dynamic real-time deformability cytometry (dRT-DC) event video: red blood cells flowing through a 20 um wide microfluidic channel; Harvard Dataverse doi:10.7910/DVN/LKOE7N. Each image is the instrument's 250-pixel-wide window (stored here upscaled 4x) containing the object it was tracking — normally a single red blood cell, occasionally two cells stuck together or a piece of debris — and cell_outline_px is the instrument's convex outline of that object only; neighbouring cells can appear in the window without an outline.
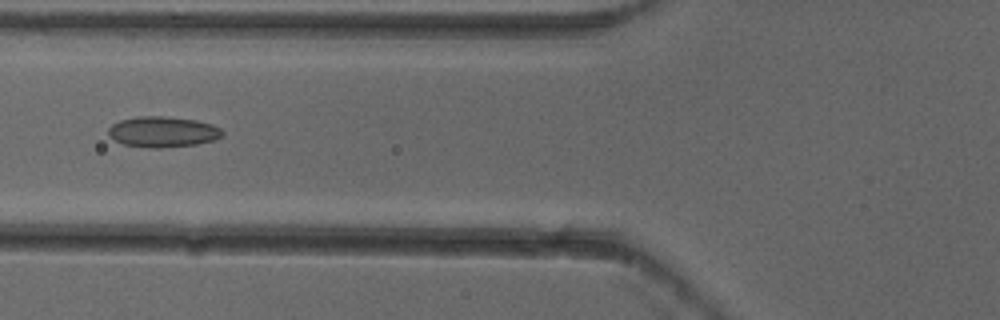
{"species": "common noctule bat (a hibernating species)", "species_latin": "Nyctalus noctula", "temperature_condition": "cold", "stored_images_in_passage": 3, "camera_frame_rate_fps": 3000, "um_per_image_px": 0.085, "animal": {"sex": "female"}, "frame": {"image": 1, "passage_image": 3, "time_ms": 0.667, "image_size_px": [1000, 320], "cell_outline_px": [[224, 132], [216, 140], [196, 144], [160, 148], [148, 148], [124, 144], [116, 140], [108, 132], [108, 128], [112, 124], [120, 120], [136, 116], [164, 116], [196, 120], [212, 124], [220, 128]], "centroid_in_image_um": [13.85, 11.2], "position_along_channel_um": 111.9, "area_um2": 20.35}}